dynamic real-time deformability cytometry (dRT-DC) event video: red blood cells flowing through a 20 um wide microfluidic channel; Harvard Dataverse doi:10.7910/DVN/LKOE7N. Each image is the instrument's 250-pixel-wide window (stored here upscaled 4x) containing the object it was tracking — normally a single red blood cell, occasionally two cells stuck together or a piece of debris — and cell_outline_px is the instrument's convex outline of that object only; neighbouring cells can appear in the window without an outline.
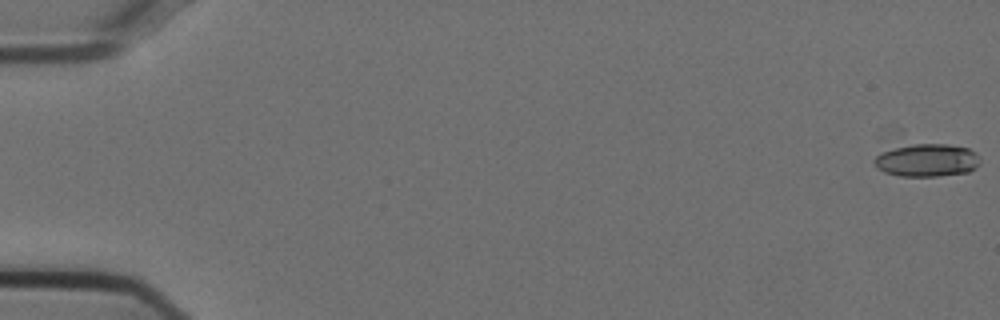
{"species": "Egyptian fruit bat (a non-hibernating species)", "species_latin": "Rousettus aegyptiacus", "temperature_condition": "cold", "stored_images_in_passage": 20, "camera_frame_rate_fps": 3000, "um_per_image_px": 0.085, "animal": {"sex": "female"}, "frame": {"image": 1, "passage_image": 1, "time_ms": 0.0, "image_size_px": [1000, 320], "cell_outline_px": [[980, 164], [976, 168], [968, 172], [940, 176], [900, 176], [884, 172], [876, 168], [872, 160], [876, 156], [884, 152], [904, 144], [948, 144], [968, 148], [976, 152], [980, 156]], "centroid_in_image_um": [78.81, 13.62], "position_along_channel_um": 6.2, "area_um2": 20.52}}
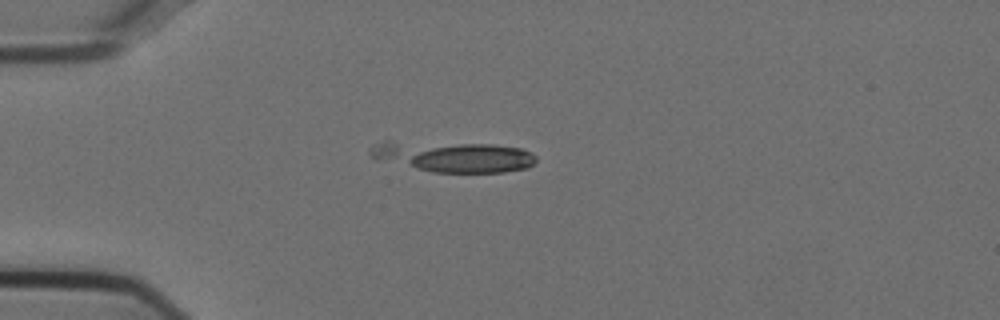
{"frame": {"image": 2, "passage_image": 15, "time_ms": 4.667, "image_size_px": [1000, 320], "cell_outline_px": [[536, 160], [528, 168], [504, 172], [432, 172], [372, 160], [368, 152], [372, 144], [384, 140], [388, 140], [492, 144], [520, 148], [532, 152], [536, 156]], "centroid_in_image_um": [38.4, 13.29], "position_along_channel_um": 46.6, "area_um2": 30.58}}
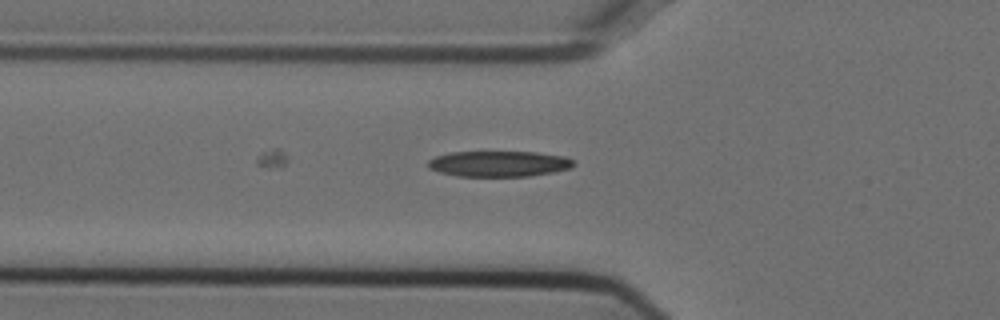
{"frame": {"image": 3, "passage_image": 20, "time_ms": 6.333, "image_size_px": [1000, 320], "cell_outline_px": [[576, 164], [572, 168], [552, 172], [528, 176], [456, 176], [440, 172], [428, 168], [428, 160], [436, 156], [452, 152], [536, 152], [564, 156], [572, 160]], "centroid_in_image_um": [42.41, 13.92], "position_along_channel_um": 83.4, "area_um2": 21.79}}